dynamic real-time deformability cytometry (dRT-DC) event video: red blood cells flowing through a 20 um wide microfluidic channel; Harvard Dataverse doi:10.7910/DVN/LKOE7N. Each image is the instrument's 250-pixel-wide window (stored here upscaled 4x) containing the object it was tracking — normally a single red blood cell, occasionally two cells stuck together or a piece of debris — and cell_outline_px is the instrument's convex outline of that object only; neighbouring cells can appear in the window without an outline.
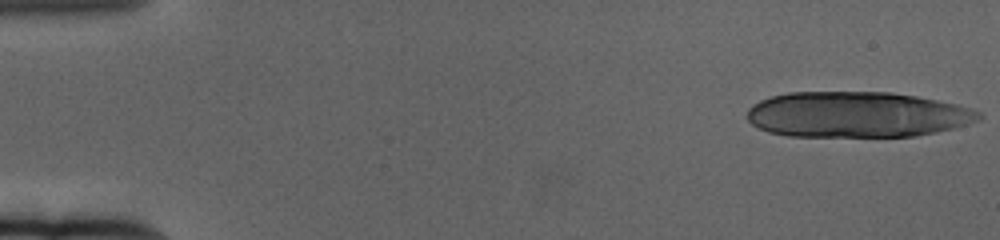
{"species": "human", "species_latin": "Homo sapiens", "temperature_condition": "cold", "stored_images_in_passage": 17, "camera_frame_rate_fps": 3000, "um_per_image_px": 0.085, "donor": {"sex": "female"}, "frame": {"image": 1, "passage_image": 1, "time_ms": 0.0, "image_size_px": [1000, 240], "cell_outline_px": [[980, 120], [968, 124], [936, 132], [916, 136], [788, 136], [768, 132], [752, 124], [748, 120], [748, 108], [752, 104], [760, 100], [772, 96], [788, 92], [892, 92], [916, 96], [956, 104], [972, 108], [980, 112]], "centroid_in_image_um": [72.83, 9.73], "position_along_channel_um": 12.2, "area_um2": 61.73}}